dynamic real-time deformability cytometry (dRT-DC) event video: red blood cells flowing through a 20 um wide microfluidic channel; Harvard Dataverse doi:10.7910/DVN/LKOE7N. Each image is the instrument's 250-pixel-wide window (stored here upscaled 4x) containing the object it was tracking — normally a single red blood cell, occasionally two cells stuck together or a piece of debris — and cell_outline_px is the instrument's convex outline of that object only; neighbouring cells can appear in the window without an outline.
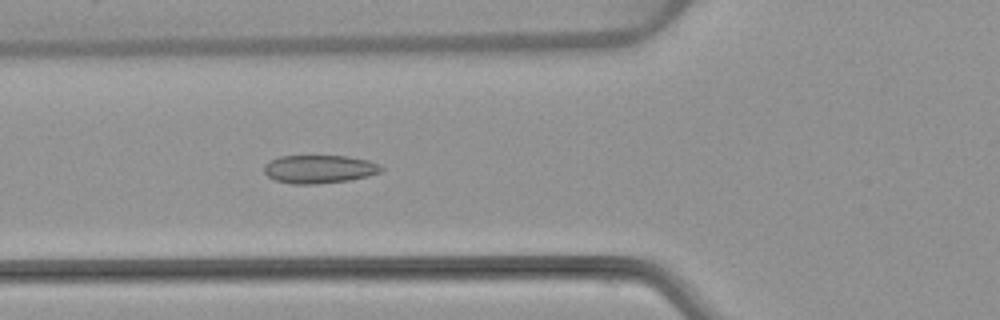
{"species": "common noctule bat (a hibernating species)", "species_latin": "Nyctalus noctula", "temperature_condition": "warm", "stored_images_in_passage": 54, "camera_frame_rate_fps": 3000, "um_per_image_px": 0.085, "animal": {"sex": "female", "body_mass_g": 22.7, "forearm_length_mm": 54.2}, "frame": {"image": 1, "passage_image": 20, "time_ms": 6.333, "image_size_px": [1000, 320], "cell_outline_px": [[384, 168], [380, 172], [368, 176], [348, 180], [316, 184], [292, 184], [276, 180], [268, 176], [264, 172], [264, 164], [268, 160], [280, 156], [348, 156], [368, 160], [380, 164]], "centroid_in_image_um": [27.13, 14.37], "position_along_channel_um": 98.7, "area_um2": 19.36}}
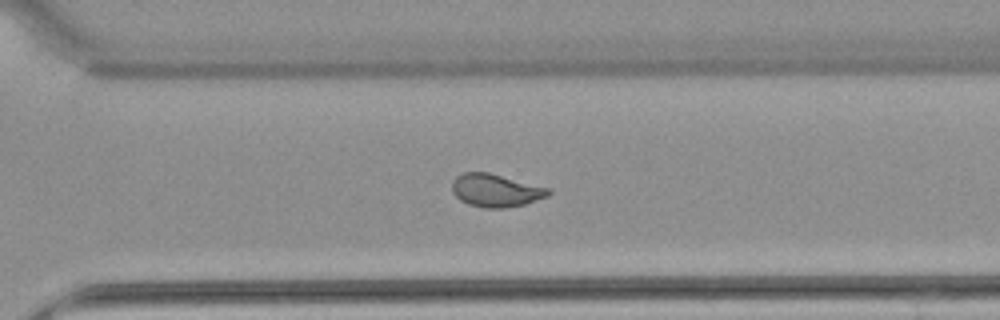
{"frame": {"image": 2, "passage_image": 38, "time_ms": 12.333, "image_size_px": [1000, 320], "cell_outline_px": [[552, 192], [548, 196], [524, 204], [504, 208], [484, 208], [468, 204], [460, 200], [452, 192], [452, 180], [456, 176], [464, 172], [488, 172], [552, 188]], "centroid_in_image_um": [42.15, 16.18], "position_along_channel_um": 328.5, "area_um2": 18.67}}
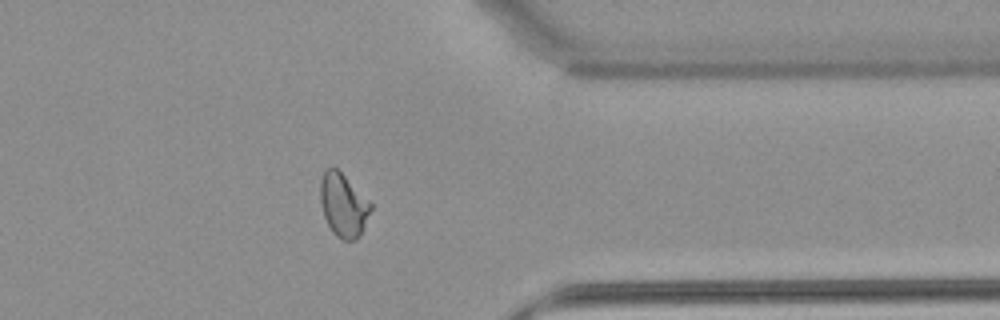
{"frame": {"image": 3, "passage_image": 43, "time_ms": 14.0, "image_size_px": [1000, 320], "cell_outline_px": [[372, 208], [360, 236], [356, 240], [344, 240], [336, 236], [332, 232], [324, 216], [320, 200], [320, 180], [324, 168], [332, 164], [372, 204]], "centroid_in_image_um": [29.16, 17.42], "position_along_channel_um": 382.2, "area_um2": 18.61}, "authors_computed_cell_mechanics": {"area_um2": 19.3341, "velocity_mm_per_s": 3.8327, "shape_relaxation_time_tau1_ms": null, "shape_relaxation_time_tau2_ms": 0.833, "deformation_change_tau1": null, "deformation_change_tau2": 0.072}}